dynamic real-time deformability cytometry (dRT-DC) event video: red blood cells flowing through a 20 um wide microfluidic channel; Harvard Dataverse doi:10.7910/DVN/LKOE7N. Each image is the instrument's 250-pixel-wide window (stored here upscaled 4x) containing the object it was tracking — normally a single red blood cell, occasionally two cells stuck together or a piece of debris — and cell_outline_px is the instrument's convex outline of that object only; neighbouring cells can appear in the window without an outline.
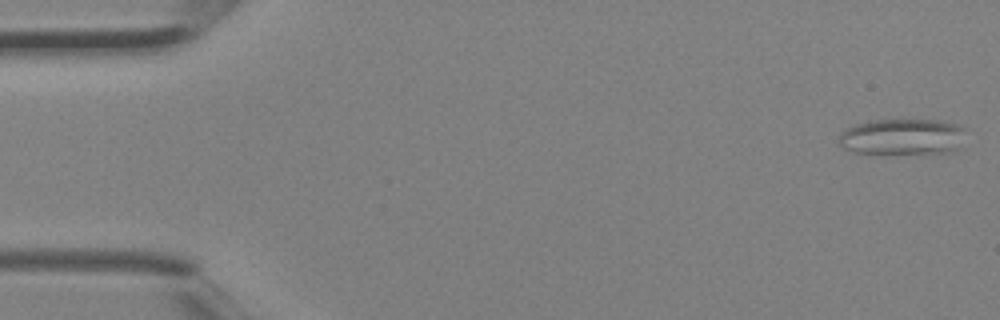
{"species": "Egyptian fruit bat (a non-hibernating species)", "species_latin": "Rousettus aegyptiacus", "temperature_condition": "room temperature", "stored_images_in_passage": 2, "segment_of_instrument_passage": [2, 2], "camera_frame_rate_fps": 3000, "um_per_image_px": 0.085, "animal": {"sex": "female"}, "frame": {"image": 1, "passage_image": 2, "time_ms": 0.333, "image_size_px": [1000, 320], "cell_outline_px": [[964, 128], [956, 148], [948, 152], [856, 152], [840, 148], [840, 136], [848, 128], [856, 124], [872, 120], [940, 120], [960, 124]], "centroid_in_image_um": [76.68, 11.59], "position_along_channel_um": 8.3, "area_um2": 25.78}}